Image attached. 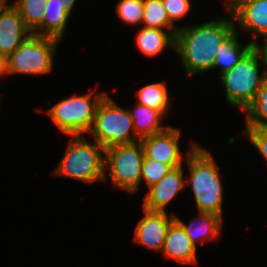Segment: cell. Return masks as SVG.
Here are the masks:
<instances>
[{"mask_svg": "<svg viewBox=\"0 0 267 267\" xmlns=\"http://www.w3.org/2000/svg\"><path fill=\"white\" fill-rule=\"evenodd\" d=\"M224 6L226 8V11H229L230 13L236 9L241 3L247 0H224Z\"/></svg>", "mask_w": 267, "mask_h": 267, "instance_id": "f1b7e54d", "label": "cell"}, {"mask_svg": "<svg viewBox=\"0 0 267 267\" xmlns=\"http://www.w3.org/2000/svg\"><path fill=\"white\" fill-rule=\"evenodd\" d=\"M246 126L267 128V77L264 78L253 103L245 110Z\"/></svg>", "mask_w": 267, "mask_h": 267, "instance_id": "603a6c76", "label": "cell"}, {"mask_svg": "<svg viewBox=\"0 0 267 267\" xmlns=\"http://www.w3.org/2000/svg\"><path fill=\"white\" fill-rule=\"evenodd\" d=\"M172 167L162 162L149 159L144 156L141 166V181H145L147 187L159 182Z\"/></svg>", "mask_w": 267, "mask_h": 267, "instance_id": "d4e9b609", "label": "cell"}, {"mask_svg": "<svg viewBox=\"0 0 267 267\" xmlns=\"http://www.w3.org/2000/svg\"><path fill=\"white\" fill-rule=\"evenodd\" d=\"M252 47V42L241 45L238 31L235 29L221 44L218 55L215 56L213 69L220 68L219 75L230 70L241 57Z\"/></svg>", "mask_w": 267, "mask_h": 267, "instance_id": "d6986e66", "label": "cell"}, {"mask_svg": "<svg viewBox=\"0 0 267 267\" xmlns=\"http://www.w3.org/2000/svg\"><path fill=\"white\" fill-rule=\"evenodd\" d=\"M61 40L31 32L7 58L5 75H41L53 70L57 45Z\"/></svg>", "mask_w": 267, "mask_h": 267, "instance_id": "8992f818", "label": "cell"}, {"mask_svg": "<svg viewBox=\"0 0 267 267\" xmlns=\"http://www.w3.org/2000/svg\"><path fill=\"white\" fill-rule=\"evenodd\" d=\"M138 49L147 57H154L165 48L174 51L175 36L169 30L142 27L136 35Z\"/></svg>", "mask_w": 267, "mask_h": 267, "instance_id": "2e32d148", "label": "cell"}, {"mask_svg": "<svg viewBox=\"0 0 267 267\" xmlns=\"http://www.w3.org/2000/svg\"><path fill=\"white\" fill-rule=\"evenodd\" d=\"M135 106L136 107L131 111L129 110V112L133 120L135 135L139 140L160 133L169 127L168 125H161L165 116L160 110L149 108L138 103Z\"/></svg>", "mask_w": 267, "mask_h": 267, "instance_id": "e0dca14e", "label": "cell"}, {"mask_svg": "<svg viewBox=\"0 0 267 267\" xmlns=\"http://www.w3.org/2000/svg\"><path fill=\"white\" fill-rule=\"evenodd\" d=\"M64 0H48L42 18V36L62 40L71 14L64 8Z\"/></svg>", "mask_w": 267, "mask_h": 267, "instance_id": "ac0fdd59", "label": "cell"}, {"mask_svg": "<svg viewBox=\"0 0 267 267\" xmlns=\"http://www.w3.org/2000/svg\"><path fill=\"white\" fill-rule=\"evenodd\" d=\"M143 213L145 216L136 225L134 240L148 249L162 252L168 227L175 219V214L169 217L167 212L145 209Z\"/></svg>", "mask_w": 267, "mask_h": 267, "instance_id": "8fae6325", "label": "cell"}, {"mask_svg": "<svg viewBox=\"0 0 267 267\" xmlns=\"http://www.w3.org/2000/svg\"><path fill=\"white\" fill-rule=\"evenodd\" d=\"M94 93L93 89L83 96L65 98L47 110V114L59 130L68 136L84 135L91 129L97 105L106 94L100 92L93 98Z\"/></svg>", "mask_w": 267, "mask_h": 267, "instance_id": "52a82bcc", "label": "cell"}, {"mask_svg": "<svg viewBox=\"0 0 267 267\" xmlns=\"http://www.w3.org/2000/svg\"><path fill=\"white\" fill-rule=\"evenodd\" d=\"M142 24L147 28L169 30L174 36L178 30V25L170 22L162 0H144Z\"/></svg>", "mask_w": 267, "mask_h": 267, "instance_id": "44dd1931", "label": "cell"}, {"mask_svg": "<svg viewBox=\"0 0 267 267\" xmlns=\"http://www.w3.org/2000/svg\"><path fill=\"white\" fill-rule=\"evenodd\" d=\"M261 66L258 52L251 47L230 70L219 75L229 105L245 112L253 103L265 78Z\"/></svg>", "mask_w": 267, "mask_h": 267, "instance_id": "277c9868", "label": "cell"}, {"mask_svg": "<svg viewBox=\"0 0 267 267\" xmlns=\"http://www.w3.org/2000/svg\"><path fill=\"white\" fill-rule=\"evenodd\" d=\"M77 0H64L65 4H64V8L67 10V12L69 14L72 13L73 11V7L75 6V2Z\"/></svg>", "mask_w": 267, "mask_h": 267, "instance_id": "f546056e", "label": "cell"}, {"mask_svg": "<svg viewBox=\"0 0 267 267\" xmlns=\"http://www.w3.org/2000/svg\"><path fill=\"white\" fill-rule=\"evenodd\" d=\"M264 38V44L260 45V42L256 40H251L252 47L258 52L265 77H267V35L263 36ZM264 65V66H263Z\"/></svg>", "mask_w": 267, "mask_h": 267, "instance_id": "83f0119b", "label": "cell"}, {"mask_svg": "<svg viewBox=\"0 0 267 267\" xmlns=\"http://www.w3.org/2000/svg\"><path fill=\"white\" fill-rule=\"evenodd\" d=\"M183 166L172 168L159 182L151 185L143 201V209L166 212V206L185 186Z\"/></svg>", "mask_w": 267, "mask_h": 267, "instance_id": "30bf717a", "label": "cell"}, {"mask_svg": "<svg viewBox=\"0 0 267 267\" xmlns=\"http://www.w3.org/2000/svg\"><path fill=\"white\" fill-rule=\"evenodd\" d=\"M143 158L144 151L140 140L105 149L104 168L109 169L114 187L135 194L140 186Z\"/></svg>", "mask_w": 267, "mask_h": 267, "instance_id": "ba28073f", "label": "cell"}, {"mask_svg": "<svg viewBox=\"0 0 267 267\" xmlns=\"http://www.w3.org/2000/svg\"><path fill=\"white\" fill-rule=\"evenodd\" d=\"M242 31L257 36L267 35V0H247L231 12Z\"/></svg>", "mask_w": 267, "mask_h": 267, "instance_id": "4fadbf2b", "label": "cell"}, {"mask_svg": "<svg viewBox=\"0 0 267 267\" xmlns=\"http://www.w3.org/2000/svg\"><path fill=\"white\" fill-rule=\"evenodd\" d=\"M137 103L149 108L160 110L165 116L169 111L170 98L165 82L147 84L136 92Z\"/></svg>", "mask_w": 267, "mask_h": 267, "instance_id": "ffe728a7", "label": "cell"}, {"mask_svg": "<svg viewBox=\"0 0 267 267\" xmlns=\"http://www.w3.org/2000/svg\"><path fill=\"white\" fill-rule=\"evenodd\" d=\"M17 1V2H16ZM11 3L19 12L26 27L42 35V18L48 0H16Z\"/></svg>", "mask_w": 267, "mask_h": 267, "instance_id": "7402d4cb", "label": "cell"}, {"mask_svg": "<svg viewBox=\"0 0 267 267\" xmlns=\"http://www.w3.org/2000/svg\"><path fill=\"white\" fill-rule=\"evenodd\" d=\"M119 18L126 24H142L144 0H119L116 5Z\"/></svg>", "mask_w": 267, "mask_h": 267, "instance_id": "cb8c5ba5", "label": "cell"}, {"mask_svg": "<svg viewBox=\"0 0 267 267\" xmlns=\"http://www.w3.org/2000/svg\"><path fill=\"white\" fill-rule=\"evenodd\" d=\"M170 22L174 23L184 18L191 9L190 0H162Z\"/></svg>", "mask_w": 267, "mask_h": 267, "instance_id": "4316f807", "label": "cell"}, {"mask_svg": "<svg viewBox=\"0 0 267 267\" xmlns=\"http://www.w3.org/2000/svg\"><path fill=\"white\" fill-rule=\"evenodd\" d=\"M65 154L53 174L67 176L85 183L106 182L105 149L96 141L92 144L83 135H71Z\"/></svg>", "mask_w": 267, "mask_h": 267, "instance_id": "3957f363", "label": "cell"}, {"mask_svg": "<svg viewBox=\"0 0 267 267\" xmlns=\"http://www.w3.org/2000/svg\"><path fill=\"white\" fill-rule=\"evenodd\" d=\"M30 33L18 10L7 0H0V55L7 58Z\"/></svg>", "mask_w": 267, "mask_h": 267, "instance_id": "7c38bea8", "label": "cell"}, {"mask_svg": "<svg viewBox=\"0 0 267 267\" xmlns=\"http://www.w3.org/2000/svg\"><path fill=\"white\" fill-rule=\"evenodd\" d=\"M198 217L199 218L193 219L191 223L187 225L179 217H177V215H175V219L181 224L186 235L196 247L197 242H211L214 238L216 239L219 237L223 224L222 217L214 213L199 212ZM197 220L198 222H195Z\"/></svg>", "mask_w": 267, "mask_h": 267, "instance_id": "9a60e30c", "label": "cell"}, {"mask_svg": "<svg viewBox=\"0 0 267 267\" xmlns=\"http://www.w3.org/2000/svg\"><path fill=\"white\" fill-rule=\"evenodd\" d=\"M5 76V59L0 55V78Z\"/></svg>", "mask_w": 267, "mask_h": 267, "instance_id": "4dcf8cb0", "label": "cell"}, {"mask_svg": "<svg viewBox=\"0 0 267 267\" xmlns=\"http://www.w3.org/2000/svg\"><path fill=\"white\" fill-rule=\"evenodd\" d=\"M243 133L267 161V128L245 127Z\"/></svg>", "mask_w": 267, "mask_h": 267, "instance_id": "484cf974", "label": "cell"}, {"mask_svg": "<svg viewBox=\"0 0 267 267\" xmlns=\"http://www.w3.org/2000/svg\"><path fill=\"white\" fill-rule=\"evenodd\" d=\"M197 247L186 235L181 224L174 219L168 227L162 252L181 264L197 263Z\"/></svg>", "mask_w": 267, "mask_h": 267, "instance_id": "5bb4252c", "label": "cell"}, {"mask_svg": "<svg viewBox=\"0 0 267 267\" xmlns=\"http://www.w3.org/2000/svg\"><path fill=\"white\" fill-rule=\"evenodd\" d=\"M88 133L92 134L93 140L104 149L139 141L135 135L129 109L117 105L108 92L97 105L94 121Z\"/></svg>", "mask_w": 267, "mask_h": 267, "instance_id": "5b68a950", "label": "cell"}, {"mask_svg": "<svg viewBox=\"0 0 267 267\" xmlns=\"http://www.w3.org/2000/svg\"><path fill=\"white\" fill-rule=\"evenodd\" d=\"M232 18H218L194 26H181L175 34L174 52L186 75L212 70L222 42L237 28Z\"/></svg>", "mask_w": 267, "mask_h": 267, "instance_id": "6da1fadb", "label": "cell"}, {"mask_svg": "<svg viewBox=\"0 0 267 267\" xmlns=\"http://www.w3.org/2000/svg\"><path fill=\"white\" fill-rule=\"evenodd\" d=\"M180 136V129L169 126L160 133L142 138L140 142L144 156L170 165L172 168L183 165L185 158L179 147Z\"/></svg>", "mask_w": 267, "mask_h": 267, "instance_id": "9c48e42d", "label": "cell"}, {"mask_svg": "<svg viewBox=\"0 0 267 267\" xmlns=\"http://www.w3.org/2000/svg\"><path fill=\"white\" fill-rule=\"evenodd\" d=\"M186 154L189 176L185 186L192 188L198 212L214 213L223 217V184L213 155L195 144Z\"/></svg>", "mask_w": 267, "mask_h": 267, "instance_id": "7a4b0ae2", "label": "cell"}]
</instances>
